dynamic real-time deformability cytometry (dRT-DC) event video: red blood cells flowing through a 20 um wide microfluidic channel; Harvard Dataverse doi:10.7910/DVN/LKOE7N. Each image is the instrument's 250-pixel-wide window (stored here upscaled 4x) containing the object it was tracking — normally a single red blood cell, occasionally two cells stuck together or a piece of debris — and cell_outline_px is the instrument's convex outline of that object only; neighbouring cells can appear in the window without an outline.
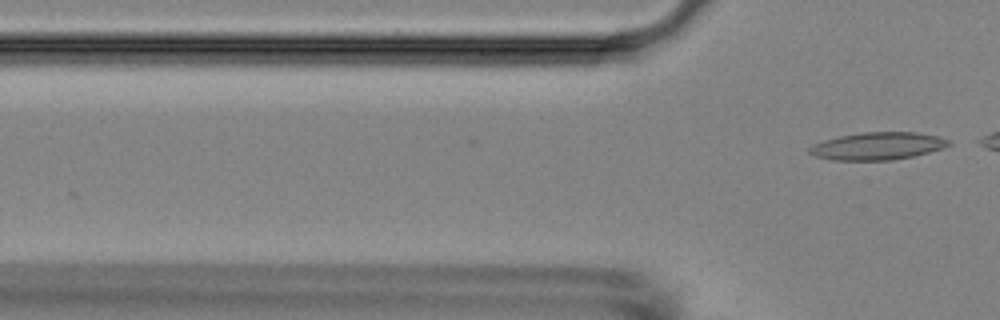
{"species": "Egyptian fruit bat (a non-hibernating species)", "species_latin": "Rousettus aegyptiacus", "temperature_condition": "room temperature", "stored_images_in_passage": 9, "camera_frame_rate_fps": 3000, "um_per_image_px": 0.085, "animal": {"sex": "female"}, "frame": {"image": 1, "passage_image": 9, "time_ms": 2.667, "image_size_px": [1000, 320], "cell_outline_px": [[952, 144], [944, 148], [912, 156], [892, 160], [832, 160], [816, 156], [808, 152], [808, 148], [824, 140], [840, 136], [860, 132], [916, 132], [936, 136], [952, 140]], "centroid_in_image_um": [74.63, 12.41], "position_along_channel_um": 51.2, "area_um2": 22.25}}